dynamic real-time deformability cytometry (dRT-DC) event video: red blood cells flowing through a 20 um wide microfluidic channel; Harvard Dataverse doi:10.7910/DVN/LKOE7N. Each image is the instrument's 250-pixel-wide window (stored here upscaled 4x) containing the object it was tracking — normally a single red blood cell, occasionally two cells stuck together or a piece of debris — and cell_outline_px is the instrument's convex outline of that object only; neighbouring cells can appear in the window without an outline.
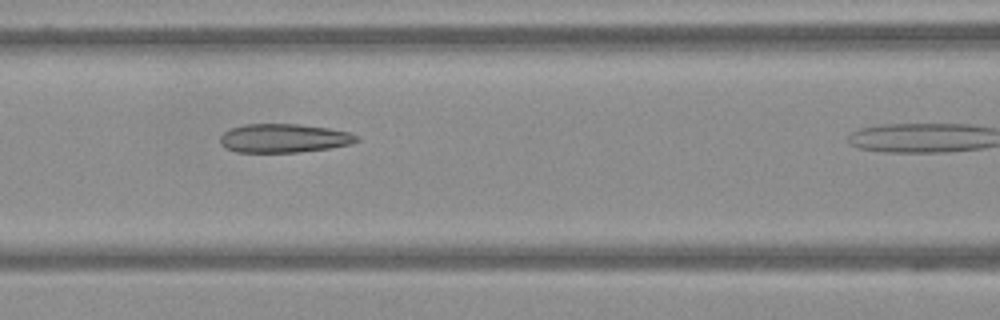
{"species": "Egyptian fruit bat (a non-hibernating species)", "species_latin": "Rousettus aegyptiacus", "temperature_condition": "warm", "stored_images_in_passage": 26, "camera_frame_rate_fps": 3000, "um_per_image_px": 0.085, "frame": {"image": 1, "passage_image": 22, "time_ms": 7.0, "image_size_px": [1000, 320], "cell_outline_px": [[360, 140], [352, 144], [328, 148], [300, 152], [236, 152], [224, 148], [220, 144], [220, 136], [224, 132], [232, 128], [244, 124], [300, 124], [328, 128], [348, 132], [360, 136]], "centroid_in_image_um": [24.13, 11.75], "position_along_channel_um": 142.5, "area_um2": 23.0}}